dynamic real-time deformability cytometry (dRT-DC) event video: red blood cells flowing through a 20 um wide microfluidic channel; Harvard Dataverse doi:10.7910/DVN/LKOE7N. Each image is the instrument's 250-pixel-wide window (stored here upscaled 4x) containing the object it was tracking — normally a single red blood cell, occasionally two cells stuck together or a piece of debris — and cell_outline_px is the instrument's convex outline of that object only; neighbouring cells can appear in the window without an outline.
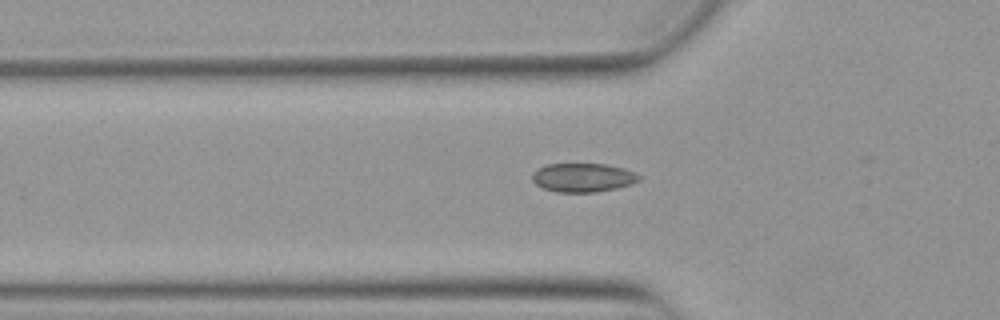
{"species": "Egyptian fruit bat (a non-hibernating species)", "species_latin": "Rousettus aegyptiacus", "temperature_condition": "warm", "stored_images_in_passage": 31, "camera_frame_rate_fps": 3000, "um_per_image_px": 0.085, "animal": {"sex": "female"}, "frame": {"image": 1, "passage_image": 2, "time_ms": 0.333, "image_size_px": [1000, 320], "cell_outline_px": [[640, 180], [632, 184], [616, 188], [596, 192], [556, 192], [544, 188], [536, 184], [532, 180], [532, 172], [548, 164], [604, 164], [624, 168], [640, 176]], "centroid_in_image_um": [49.55, 15.1], "position_along_channel_um": 76.3, "area_um2": 17.8}}
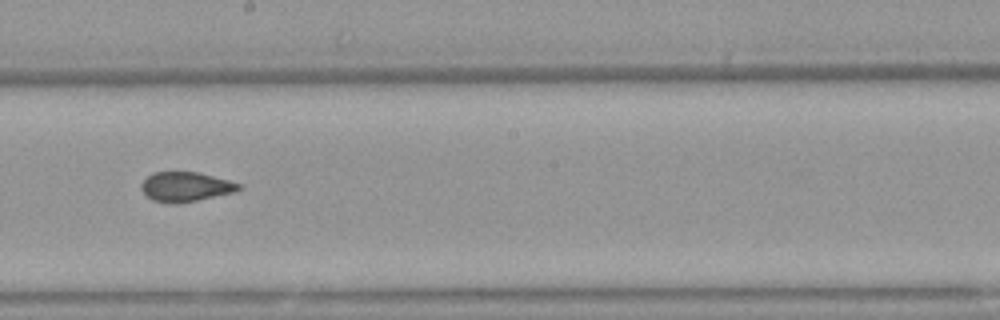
{"frame": {"image": 2, "passage_image": 14, "time_ms": 4.333, "image_size_px": [1000, 320], "cell_outline_px": [[244, 188], [236, 192], [176, 204], [152, 200], [144, 196], [140, 188], [140, 184], [152, 172], [200, 172], [228, 180], [240, 184]], "centroid_in_image_um": [15.76, 15.87], "position_along_channel_um": 232.4, "area_um2": 16.99}}
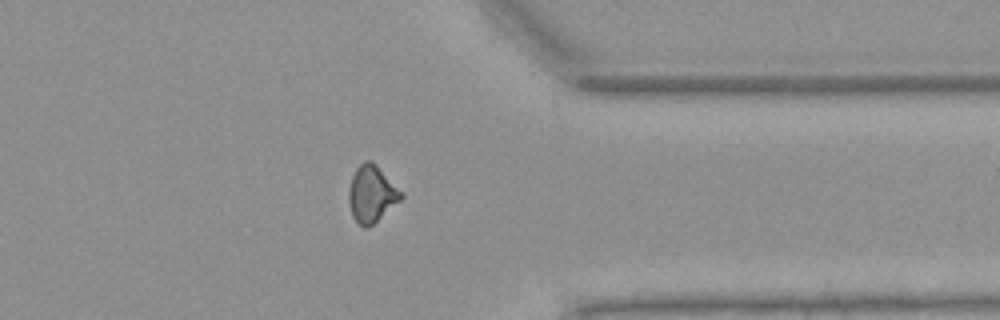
{"frame": {"image": 3, "passage_image": 26, "time_ms": 8.333, "image_size_px": [1000, 320], "cell_outline_px": [[404, 196], [400, 200], [368, 228], [364, 228], [352, 216], [348, 200], [348, 192], [352, 176], [356, 168], [364, 160], [368, 160], [376, 164], [404, 192]], "centroid_in_image_um": [31.6, 16.46], "position_along_channel_um": 379.8, "area_um2": 17.28}, "authors_computed_cell_mechanics": {"area_um2": 17.2244, "velocity_mm_per_s": 3.8926, "shape_relaxation_time_tau1_ms": null, "shape_relaxation_time_tau2_ms": 1.1001, "deformation_change_tau1": null, "deformation_change_tau2": 0.0594}}